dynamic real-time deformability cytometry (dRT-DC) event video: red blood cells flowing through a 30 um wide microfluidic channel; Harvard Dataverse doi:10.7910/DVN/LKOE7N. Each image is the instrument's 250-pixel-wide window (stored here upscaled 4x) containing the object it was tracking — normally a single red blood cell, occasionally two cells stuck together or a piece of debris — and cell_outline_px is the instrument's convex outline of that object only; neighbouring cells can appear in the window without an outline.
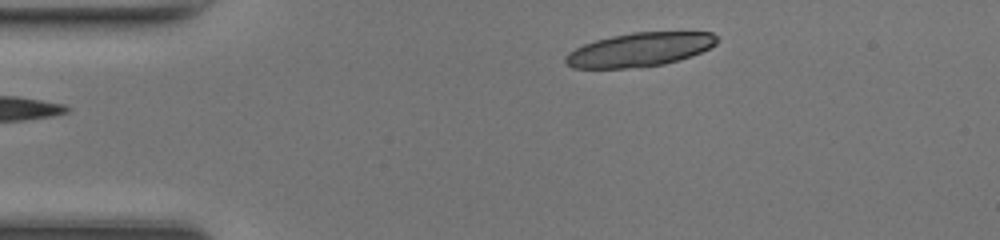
{"species": "common noctule bat (a hibernating species)", "species_latin": "Nyctalus noctula", "temperature_condition": "room temperature", "stored_images_in_passage": 39, "segment_of_instrument_passage": [1, 2], "camera_frame_rate_fps": 3000, "um_per_image_px": 0.085, "animal": {"sex": "female", "body_mass_g": 17.0, "forearm_length_mm": 48.0}, "frame": {"image": 1, "passage_image": 1, "time_ms": 0.0, "image_size_px": [1000, 240], "cell_outline_px": [[720, 40], [716, 44], [692, 56], [664, 64], [640, 68], [572, 68], [564, 60], [564, 56], [568, 52], [584, 44], [596, 40], [612, 36], [632, 32], [712, 32]], "centroid_in_image_um": [54.37, 4.22], "position_along_channel_um": 30.6, "area_um2": 29.94}}